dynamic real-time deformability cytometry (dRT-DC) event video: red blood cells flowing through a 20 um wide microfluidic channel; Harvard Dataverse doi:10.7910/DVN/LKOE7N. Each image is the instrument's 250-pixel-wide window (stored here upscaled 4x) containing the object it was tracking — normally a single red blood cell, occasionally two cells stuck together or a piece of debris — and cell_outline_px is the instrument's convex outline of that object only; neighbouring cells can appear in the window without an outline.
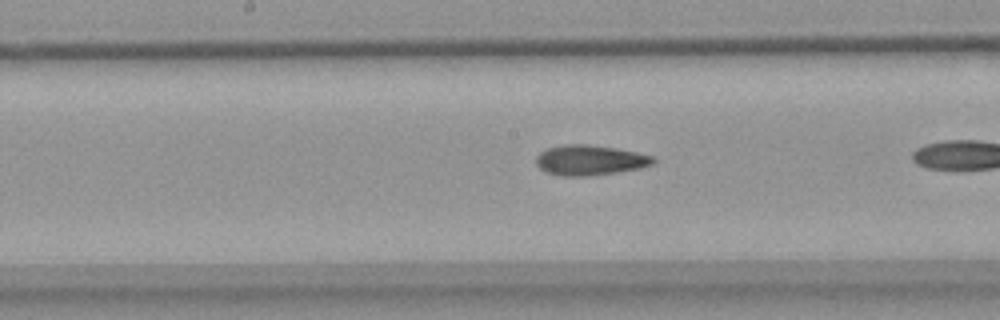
{"species": "common noctule bat (a hibernating species)", "species_latin": "Nyctalus noctula", "temperature_condition": "warm", "stored_images_in_passage": 26, "camera_frame_rate_fps": 3000, "um_per_image_px": 0.085, "animal": {"sex": "female", "body_mass_g": 18.4}, "frame": {"image": 1, "passage_image": 12, "time_ms": 3.667, "image_size_px": [1000, 320], "cell_outline_px": [[656, 160], [652, 164], [640, 168], [616, 172], [588, 176], [560, 176], [544, 172], [536, 164], [536, 156], [540, 152], [548, 148], [564, 144], [588, 144], [616, 148], [636, 152], [652, 156]], "centroid_in_image_um": [50.1, 13.61], "position_along_channel_um": 198.1, "area_um2": 20.63}}
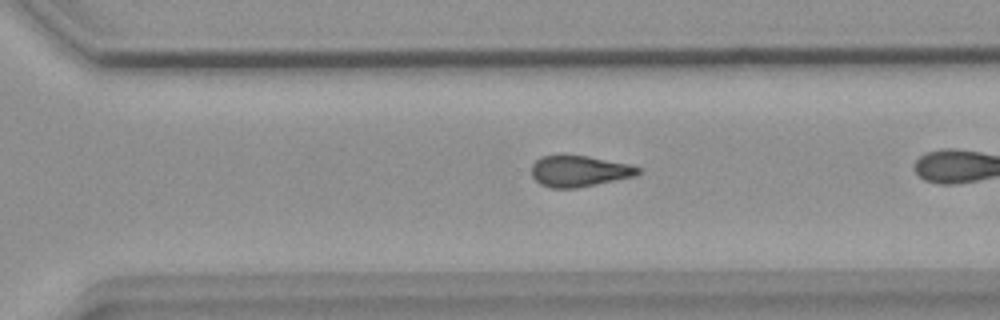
{"frame": {"image": 2, "passage_image": 22, "time_ms": 7.0, "image_size_px": [1000, 320], "cell_outline_px": [[640, 172], [636, 176], [576, 188], [548, 188], [540, 184], [532, 176], [532, 164], [540, 156], [564, 152], [588, 156], [632, 164], [640, 168]], "centroid_in_image_um": [49.2, 14.5], "position_along_channel_um": 321.4, "area_um2": 20.0}}